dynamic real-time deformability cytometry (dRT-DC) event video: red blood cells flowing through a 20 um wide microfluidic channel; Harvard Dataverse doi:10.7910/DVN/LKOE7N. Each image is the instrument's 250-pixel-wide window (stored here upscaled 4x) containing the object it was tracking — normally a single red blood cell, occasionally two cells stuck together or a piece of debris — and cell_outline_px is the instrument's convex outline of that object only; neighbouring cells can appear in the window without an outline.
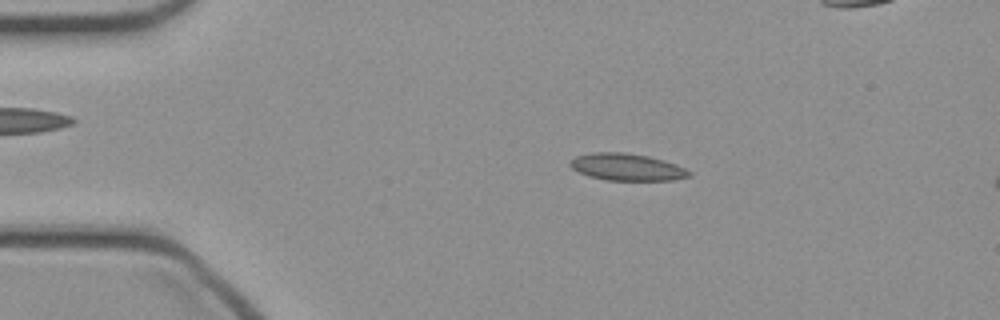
{"species": "common noctule bat (a hibernating species)", "species_latin": "Nyctalus noctula", "temperature_condition": "cold", "stored_images_in_passage": 15, "camera_frame_rate_fps": 3000, "um_per_image_px": 0.085, "animal": {"sex": "female", "body_mass_g": 21.9}, "frame": {"image": 1, "passage_image": 9, "time_ms": 2.667, "image_size_px": [1000, 320], "cell_outline_px": [[692, 176], [672, 180], [608, 180], [588, 176], [572, 168], [568, 164], [576, 156], [592, 152], [624, 152], [648, 156], [664, 160], [676, 164], [692, 172]], "centroid_in_image_um": [53.31, 14.2], "position_along_channel_um": 31.7, "area_um2": 18.73}}